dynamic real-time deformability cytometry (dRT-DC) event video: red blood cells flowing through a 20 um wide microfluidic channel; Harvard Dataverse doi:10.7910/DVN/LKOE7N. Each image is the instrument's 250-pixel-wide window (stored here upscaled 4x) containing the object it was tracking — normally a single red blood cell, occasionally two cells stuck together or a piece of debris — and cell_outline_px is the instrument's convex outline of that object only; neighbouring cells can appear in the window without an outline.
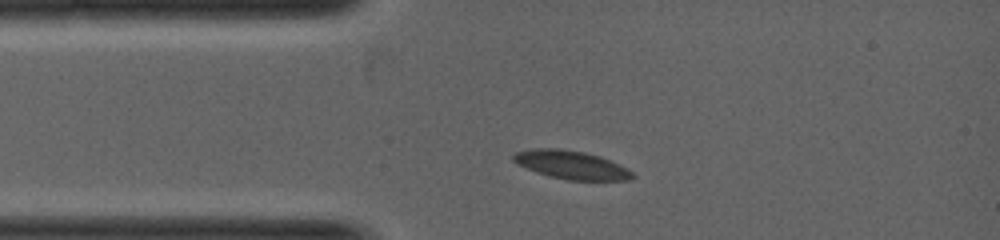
{"species": "common noctule bat (a hibernating species)", "species_latin": "Nyctalus noctula", "temperature_condition": "warm", "stored_images_in_passage": 2, "camera_frame_rate_fps": 5000, "um_per_image_px": 0.085, "animal": {"sex": "female", "body_mass_g": 19.0, "forearm_length_mm": 53.3}, "frame": {"image": 1, "passage_image": 2, "time_ms": 0.8, "image_size_px": [1000, 240], "cell_outline_px": [[636, 176], [628, 180], [568, 180], [548, 176], [536, 172], [516, 164], [512, 160], [512, 156], [516, 152], [532, 148], [560, 148], [584, 152], [600, 156], [620, 164], [628, 168]], "centroid_in_image_um": [48.55, 14.01], "position_along_channel_um": 36.5, "area_um2": 19.88}}